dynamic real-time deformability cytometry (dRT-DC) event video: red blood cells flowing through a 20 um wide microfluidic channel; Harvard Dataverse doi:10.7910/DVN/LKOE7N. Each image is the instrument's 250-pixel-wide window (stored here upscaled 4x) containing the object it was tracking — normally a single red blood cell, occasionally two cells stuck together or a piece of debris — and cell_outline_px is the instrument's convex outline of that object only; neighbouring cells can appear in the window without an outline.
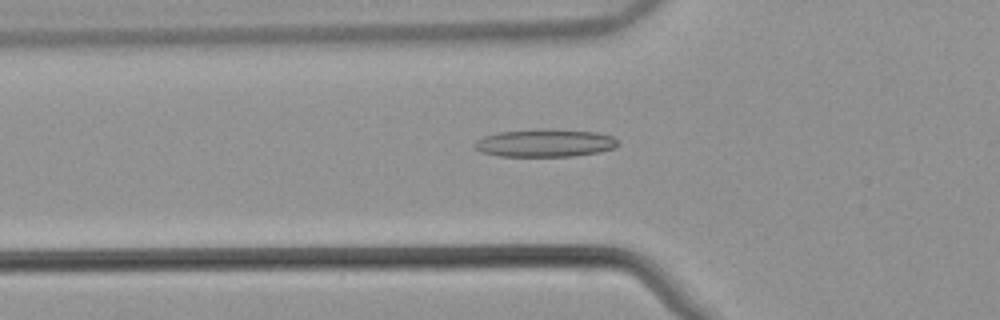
{"species": "common noctule bat (a hibernating species)", "species_latin": "Nyctalus noctula", "temperature_condition": "warm", "stored_images_in_passage": 54, "camera_frame_rate_fps": 3000, "um_per_image_px": 0.085, "animal": {"sex": "male", "body_mass_g": 21.5, "forearm_length_mm": 52.0}, "frame": {"image": 1, "passage_image": 19, "time_ms": 6.0, "image_size_px": [1000, 320], "cell_outline_px": [[620, 144], [612, 148], [600, 152], [572, 156], [500, 156], [480, 152], [476, 148], [476, 140], [484, 136], [500, 132], [540, 128], [544, 128], [596, 132], [612, 136]], "centroid_in_image_um": [46.33, 12.15], "position_along_channel_um": 79.5, "area_um2": 23.18}}
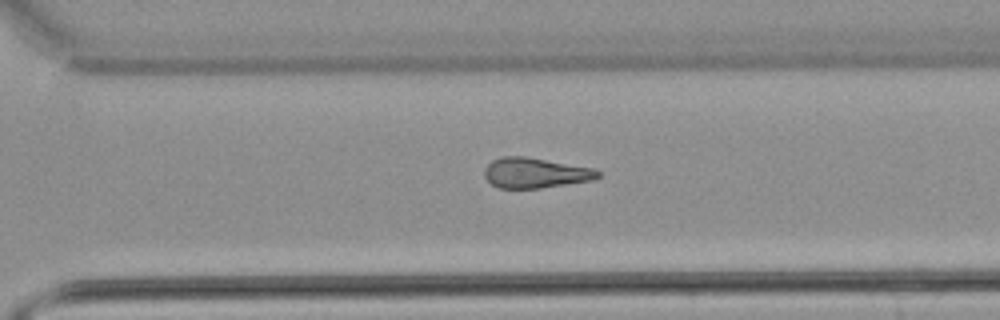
{"frame": {"image": 2, "passage_image": 38, "time_ms": 12.333, "image_size_px": [1000, 320], "cell_outline_px": [[600, 176], [592, 180], [540, 188], [500, 188], [492, 184], [484, 176], [484, 168], [492, 160], [500, 156], [524, 156], [592, 168], [600, 172]], "centroid_in_image_um": [45.46, 14.69], "position_along_channel_um": 325.1, "area_um2": 19.83}}
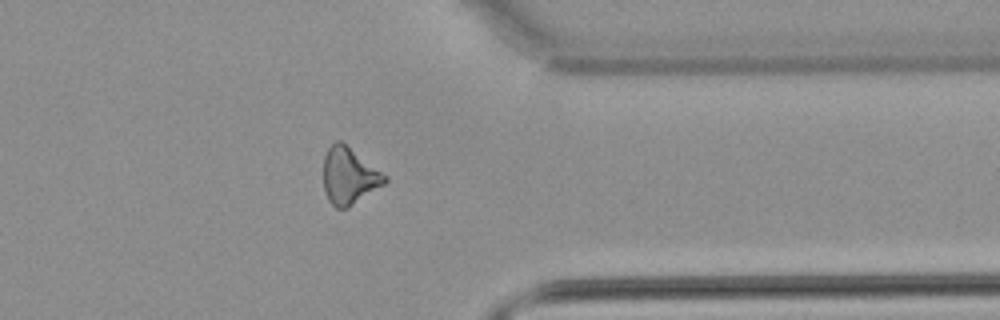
{"frame": {"image": 3, "passage_image": 43, "time_ms": 14.0, "image_size_px": [1000, 320], "cell_outline_px": [[388, 180], [384, 184], [348, 208], [336, 208], [328, 200], [324, 192], [324, 156], [328, 148], [336, 140], [340, 140], [388, 176]], "centroid_in_image_um": [29.67, 14.96], "position_along_channel_um": 381.7, "area_um2": 20.17}, "authors_computed_cell_mechanics": {"area_um2": 20.8947, "velocity_mm_per_s": 3.8764, "shape_relaxation_time_tau1_ms": null, "shape_relaxation_time_tau2_ms": 8.6468, "deformation_change_tau1": null, "deformation_change_tau2": 0.239}}